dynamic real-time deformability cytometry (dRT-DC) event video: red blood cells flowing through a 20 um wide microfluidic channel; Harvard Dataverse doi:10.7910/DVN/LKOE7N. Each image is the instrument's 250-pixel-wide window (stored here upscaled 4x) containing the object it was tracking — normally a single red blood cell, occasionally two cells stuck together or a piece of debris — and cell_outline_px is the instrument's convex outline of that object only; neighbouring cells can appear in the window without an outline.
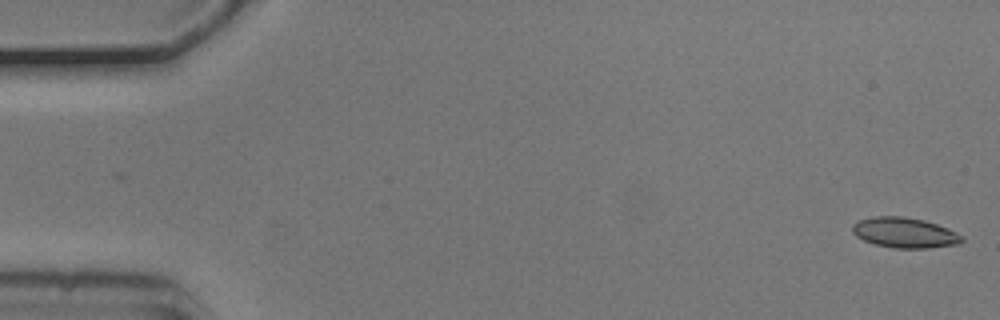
{"species": "common noctule bat (a hibernating species)", "species_latin": "Nyctalus noctula", "temperature_condition": "cold", "stored_images_in_passage": 5, "camera_frame_rate_fps": 3000, "um_per_image_px": 0.085, "animal": {"sex": "male", "body_mass_g": 20.5, "forearm_length_mm": 52.5}, "frame": {"image": 1, "passage_image": 1, "time_ms": 0.0, "image_size_px": [1000, 320], "cell_outline_px": [[964, 240], [960, 244], [928, 248], [896, 248], [876, 244], [864, 240], [856, 236], [852, 232], [852, 224], [860, 220], [872, 216], [904, 216], [924, 220], [948, 228], [964, 236]], "centroid_in_image_um": [76.92, 19.77], "position_along_channel_um": 8.1, "area_um2": 19.42}}
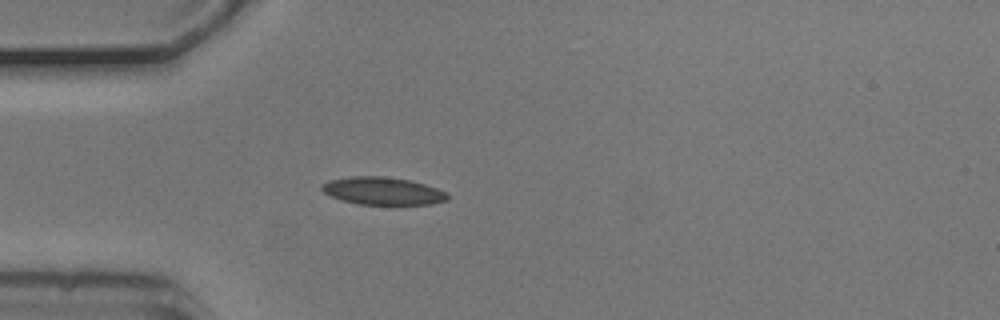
{"frame": {"image": 2, "passage_image": 5, "time_ms": 1.333, "image_size_px": [1000, 320], "cell_outline_px": [[448, 200], [432, 204], [356, 204], [340, 200], [324, 192], [320, 188], [324, 184], [332, 180], [352, 176], [384, 176], [412, 180], [436, 188], [444, 192], [448, 196]], "centroid_in_image_um": [32.54, 16.23], "position_along_channel_um": 52.5, "area_um2": 20.06}}